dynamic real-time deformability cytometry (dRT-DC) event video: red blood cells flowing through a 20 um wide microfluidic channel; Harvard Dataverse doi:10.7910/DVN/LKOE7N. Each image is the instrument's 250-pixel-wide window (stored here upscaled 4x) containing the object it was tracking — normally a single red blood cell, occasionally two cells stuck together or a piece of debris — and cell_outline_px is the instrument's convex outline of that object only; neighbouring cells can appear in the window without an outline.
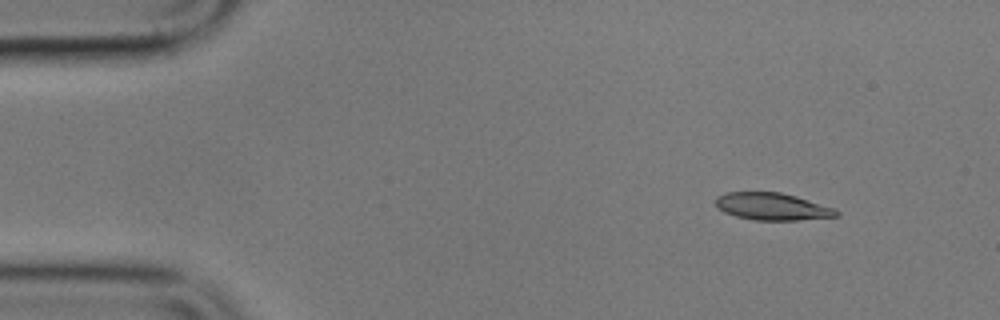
{"species": "common noctule bat (a hibernating species)", "species_latin": "Nyctalus noctula", "temperature_condition": "cold", "stored_images_in_passage": 4, "camera_frame_rate_fps": 3000, "um_per_image_px": 0.085, "animal": {"sex": "male", "body_mass_g": 17.9}, "frame": {"image": 1, "passage_image": 2, "time_ms": 1.0, "image_size_px": [1000, 320], "cell_outline_px": [[840, 216], [796, 220], [756, 220], [736, 216], [724, 212], [716, 204], [716, 196], [728, 192], [780, 192], [796, 196], [836, 208], [840, 212]], "centroid_in_image_um": [65.69, 17.55], "position_along_channel_um": 19.3, "area_um2": 19.13}}
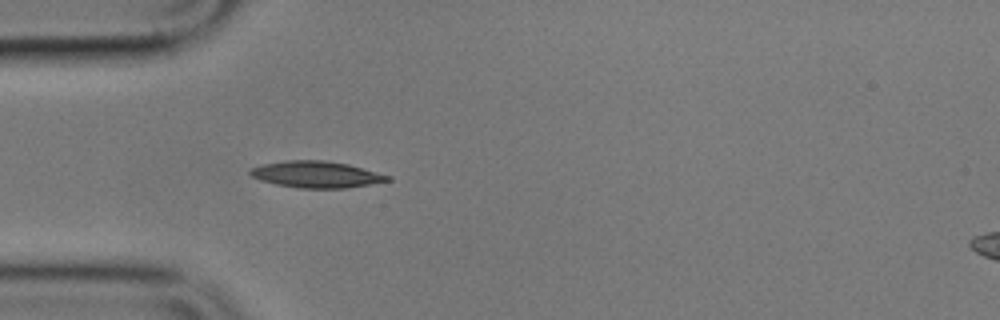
{"frame": {"image": 2, "passage_image": 4, "time_ms": 4.333, "image_size_px": [1000, 320], "cell_outline_px": [[392, 180], [344, 188], [300, 188], [276, 184], [260, 180], [252, 176], [248, 172], [252, 168], [260, 164], [284, 160], [324, 160], [348, 164], [392, 176]], "centroid_in_image_um": [26.87, 14.81], "position_along_channel_um": 58.1, "area_um2": 21.21}}